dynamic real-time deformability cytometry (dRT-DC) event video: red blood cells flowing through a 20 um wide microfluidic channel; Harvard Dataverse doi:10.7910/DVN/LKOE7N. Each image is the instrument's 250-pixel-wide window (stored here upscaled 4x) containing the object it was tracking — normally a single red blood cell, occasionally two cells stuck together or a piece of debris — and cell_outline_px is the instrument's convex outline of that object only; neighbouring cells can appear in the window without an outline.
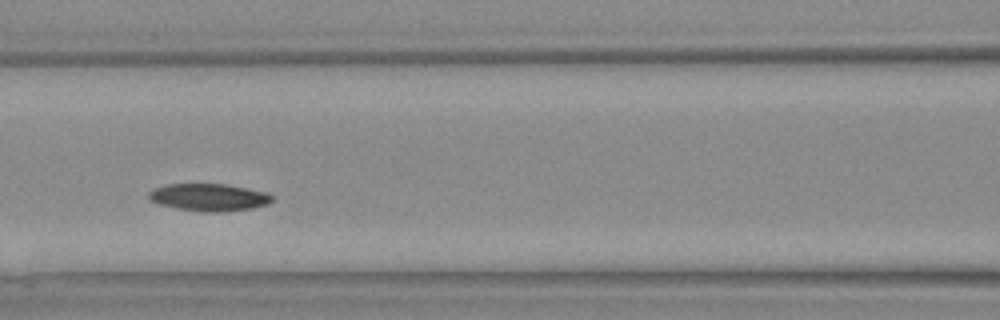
{"species": "Egyptian fruit bat (a non-hibernating species)", "species_latin": "Rousettus aegyptiacus", "temperature_condition": "warm", "stored_images_in_passage": 28, "camera_frame_rate_fps": 3000, "um_per_image_px": 0.085, "animal": {"sex": "female"}, "frame": {"image": 1, "passage_image": 9, "time_ms": 2.667, "image_size_px": [1000, 320], "cell_outline_px": [[272, 200], [268, 204], [252, 208], [224, 212], [204, 212], [176, 208], [156, 204], [148, 200], [148, 192], [164, 184], [224, 184], [268, 192], [272, 196]], "centroid_in_image_um": [17.72, 16.78], "position_along_channel_um": 148.9, "area_um2": 19.83}}
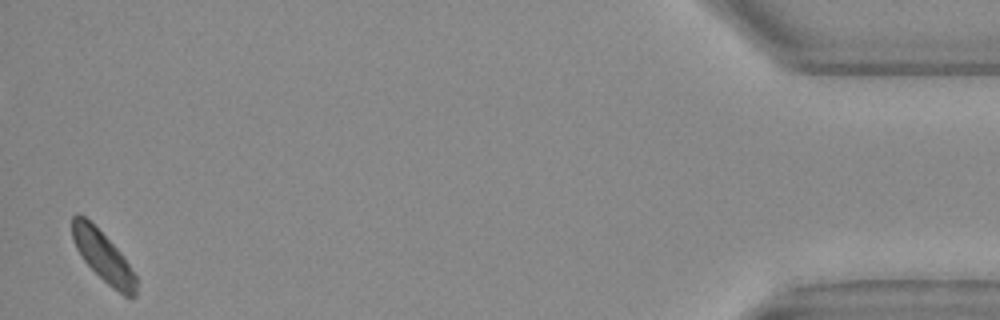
{"frame": {"image": 2, "passage_image": 28, "time_ms": 9.0, "image_size_px": [1000, 320], "cell_outline_px": [[136, 296], [124, 296], [108, 284], [84, 260], [76, 248], [72, 240], [72, 216], [76, 212], [84, 216], [120, 252], [136, 276]], "centroid_in_image_um": [8.74, 21.79], "position_along_channel_um": 426.5, "area_um2": 18.15}}